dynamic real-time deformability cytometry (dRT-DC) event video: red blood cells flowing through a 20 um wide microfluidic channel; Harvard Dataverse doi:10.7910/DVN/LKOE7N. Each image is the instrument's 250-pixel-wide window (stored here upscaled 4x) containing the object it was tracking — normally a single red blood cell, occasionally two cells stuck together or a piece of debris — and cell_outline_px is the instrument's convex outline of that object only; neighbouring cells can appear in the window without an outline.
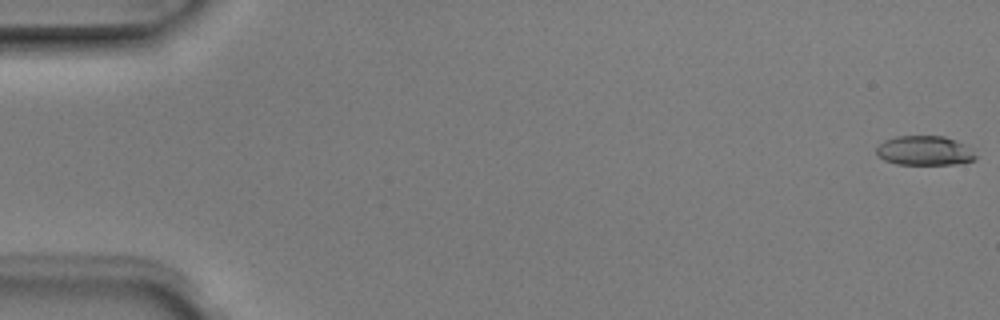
{"species": "Egyptian fruit bat (a non-hibernating species)", "species_latin": "Rousettus aegyptiacus", "temperature_condition": "room temperature", "stored_images_in_passage": 5, "camera_frame_rate_fps": 3000, "um_per_image_px": 0.085, "animal": {"sex": "male"}, "frame": {"image": 1, "passage_image": 1, "time_ms": 0.0, "image_size_px": [1000, 320], "cell_outline_px": [[976, 160], [956, 164], [896, 164], [884, 160], [876, 152], [876, 148], [884, 140], [896, 136], [944, 136], [956, 140], [964, 144], [976, 156]], "centroid_in_image_um": [78.57, 12.8], "position_along_channel_um": 6.4, "area_um2": 16.94}}
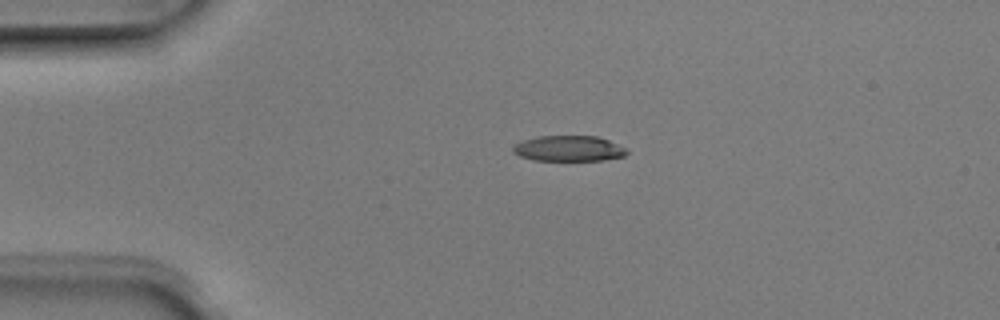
{"frame": {"image": 2, "passage_image": 4, "time_ms": 1.0, "image_size_px": [1000, 320], "cell_outline_px": [[628, 152], [624, 156], [604, 160], [532, 160], [520, 156], [512, 152], [512, 148], [516, 144], [524, 140], [536, 136], [596, 136], [608, 140], [624, 148]], "centroid_in_image_um": [48.31, 12.62], "position_along_channel_um": 36.7, "area_um2": 16.82}}